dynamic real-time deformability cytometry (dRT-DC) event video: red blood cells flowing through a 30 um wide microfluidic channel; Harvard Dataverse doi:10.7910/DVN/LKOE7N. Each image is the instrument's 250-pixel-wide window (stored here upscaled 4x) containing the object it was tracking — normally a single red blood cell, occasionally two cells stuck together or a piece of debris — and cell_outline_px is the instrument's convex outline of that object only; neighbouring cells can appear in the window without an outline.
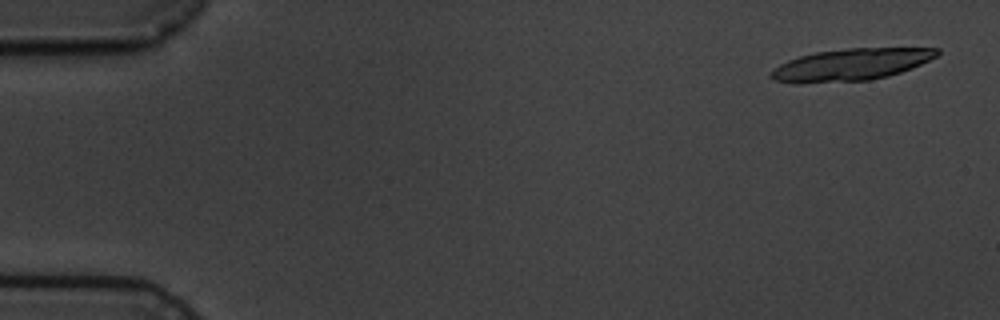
{"species": "common noctule bat (a hibernating species)", "species_latin": "Nyctalus noctula", "temperature_condition": "cold", "stored_images_in_passage": 9, "camera_frame_rate_fps": 3000, "um_per_image_px": 0.085, "animal": {"sex": "male", "body_mass_g": 19.5, "forearm_length_mm": 54.6}, "frame": {"image": 1, "passage_image": 1, "time_ms": 0.0, "image_size_px": [1000, 320], "cell_outline_px": [[940, 52], [936, 56], [912, 68], [888, 76], [868, 80], [800, 84], [796, 84], [772, 80], [768, 76], [772, 68], [788, 60], [800, 56], [816, 52], [848, 48], [940, 48]], "centroid_in_image_um": [72.26, 5.5], "position_along_channel_um": 12.7, "area_um2": 31.04}}
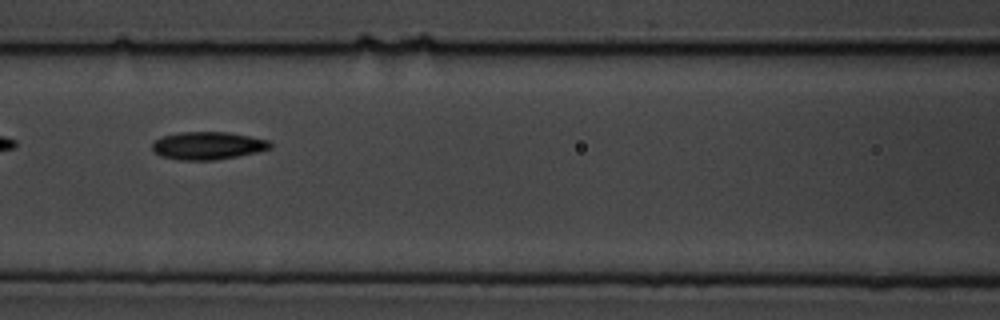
{"frame": {"image": 2, "passage_image": 7, "time_ms": 7.667, "image_size_px": [1000, 320], "cell_outline_px": [[272, 148], [256, 152], [216, 160], [180, 160], [160, 156], [152, 152], [152, 144], [156, 140], [164, 136], [180, 132], [228, 132], [268, 140], [272, 144]], "centroid_in_image_um": [17.64, 12.38], "position_along_channel_um": 149.0, "area_um2": 19.02}}
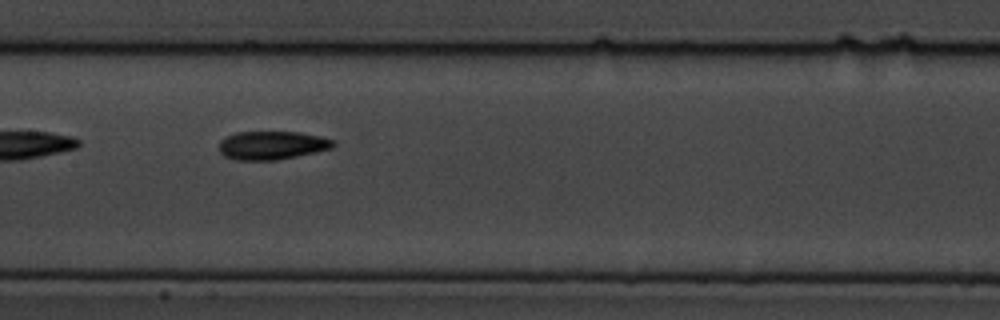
{"frame": {"image": 3, "passage_image": 8, "time_ms": 8.667, "image_size_px": [1000, 320], "cell_outline_px": [[336, 144], [332, 148], [316, 152], [276, 160], [236, 160], [224, 156], [220, 152], [220, 140], [236, 132], [300, 132], [320, 136], [336, 140]], "centroid_in_image_um": [23.15, 12.35], "position_along_channel_um": 184.3, "area_um2": 18.96}}